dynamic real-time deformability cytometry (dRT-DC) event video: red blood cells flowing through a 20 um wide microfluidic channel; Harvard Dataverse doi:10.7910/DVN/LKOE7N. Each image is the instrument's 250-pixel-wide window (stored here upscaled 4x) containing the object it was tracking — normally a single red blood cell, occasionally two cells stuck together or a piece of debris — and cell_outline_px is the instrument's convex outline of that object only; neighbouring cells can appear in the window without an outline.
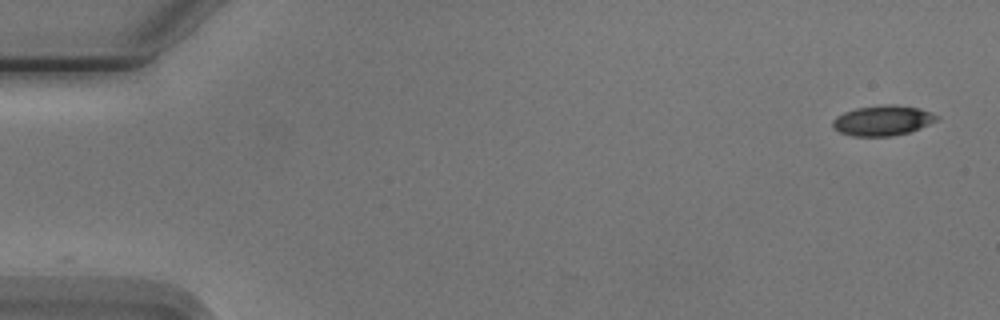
{"species": "Egyptian fruit bat (a non-hibernating species)", "species_latin": "Rousettus aegyptiacus", "temperature_condition": "cold", "stored_images_in_passage": 4, "camera_frame_rate_fps": 3000, "um_per_image_px": 0.085, "animal": {"sex": "male"}, "frame": {"image": 1, "passage_image": 1, "time_ms": 0.0, "image_size_px": [1000, 320], "cell_outline_px": [[940, 116], [936, 120], [920, 128], [908, 132], [892, 136], [852, 136], [840, 132], [832, 128], [832, 120], [836, 116], [844, 112], [856, 108], [888, 104], [896, 104], [920, 108], [932, 112]], "centroid_in_image_um": [75.01, 10.23], "position_along_channel_um": 10.0, "area_um2": 18.38}}
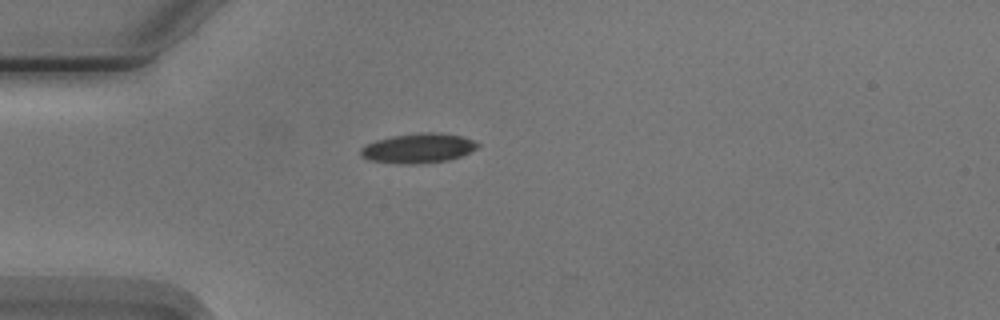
{"frame": {"image": 2, "passage_image": 4, "time_ms": 4.333, "image_size_px": [1000, 320], "cell_outline_px": [[480, 144], [476, 148], [460, 156], [448, 160], [416, 164], [408, 164], [368, 160], [360, 156], [360, 148], [364, 144], [376, 140], [392, 136], [420, 132], [440, 132], [464, 136]], "centroid_in_image_um": [35.52, 12.58], "position_along_channel_um": 49.5, "area_um2": 20.29}}